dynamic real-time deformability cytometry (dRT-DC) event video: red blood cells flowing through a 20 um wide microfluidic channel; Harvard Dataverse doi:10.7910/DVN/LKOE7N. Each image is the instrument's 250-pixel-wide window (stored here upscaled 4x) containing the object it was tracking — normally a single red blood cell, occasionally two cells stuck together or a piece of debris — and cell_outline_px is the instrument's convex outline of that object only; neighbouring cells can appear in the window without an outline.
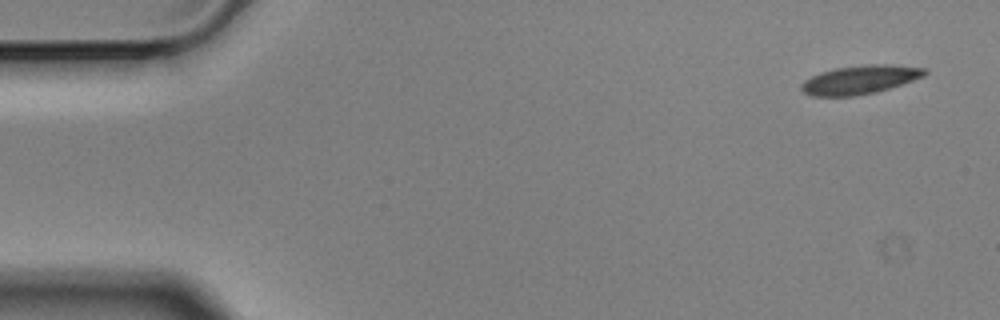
{"species": "Egyptian fruit bat (a non-hibernating species)", "species_latin": "Rousettus aegyptiacus", "temperature_condition": "cold", "stored_images_in_passage": 6, "camera_frame_rate_fps": 3000, "um_per_image_px": 0.085, "animal": {"sex": "male"}, "frame": {"image": 1, "passage_image": 1, "time_ms": 0.0, "image_size_px": [1000, 320], "cell_outline_px": [[928, 72], [924, 76], [876, 92], [852, 96], [812, 96], [804, 92], [800, 88], [800, 84], [804, 80], [812, 76], [836, 68], [872, 64], [884, 64], [924, 68]], "centroid_in_image_um": [73.07, 6.78], "position_along_channel_um": 11.9, "area_um2": 20.17}}
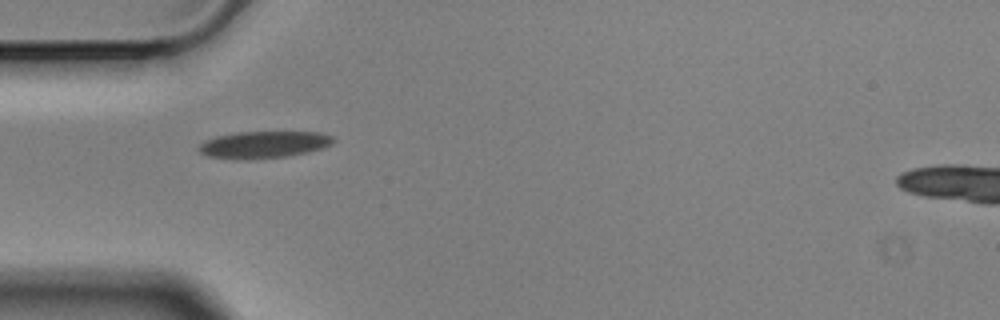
{"frame": {"image": 2, "passage_image": 5, "time_ms": 1.333, "image_size_px": [1000, 320], "cell_outline_px": [[336, 140], [332, 144], [308, 152], [288, 156], [248, 160], [236, 160], [208, 156], [200, 152], [196, 148], [204, 140], [216, 136], [236, 132], [320, 132], [332, 136]], "centroid_in_image_um": [22.38, 12.3], "position_along_channel_um": 62.6, "area_um2": 21.39}}
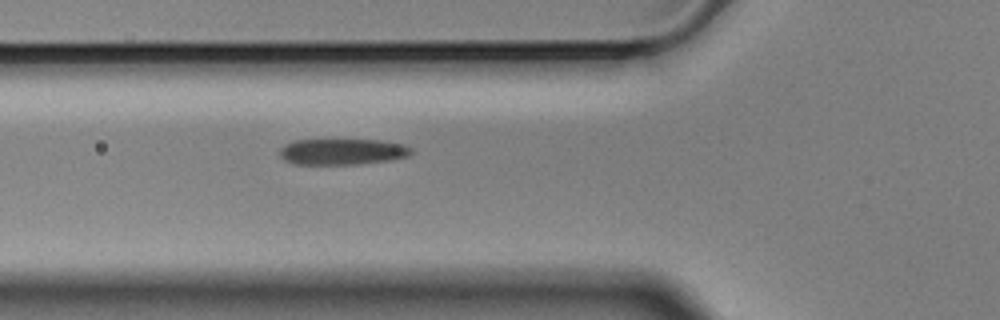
{"frame": {"image": 3, "passage_image": 6, "time_ms": 1.667, "image_size_px": [1000, 320], "cell_outline_px": [[416, 152], [408, 156], [392, 160], [360, 164], [292, 164], [284, 160], [280, 156], [280, 148], [284, 144], [296, 140], [380, 140], [404, 144], [412, 148]], "centroid_in_image_um": [29.14, 12.9], "position_along_channel_um": 96.7, "area_um2": 20.23}}